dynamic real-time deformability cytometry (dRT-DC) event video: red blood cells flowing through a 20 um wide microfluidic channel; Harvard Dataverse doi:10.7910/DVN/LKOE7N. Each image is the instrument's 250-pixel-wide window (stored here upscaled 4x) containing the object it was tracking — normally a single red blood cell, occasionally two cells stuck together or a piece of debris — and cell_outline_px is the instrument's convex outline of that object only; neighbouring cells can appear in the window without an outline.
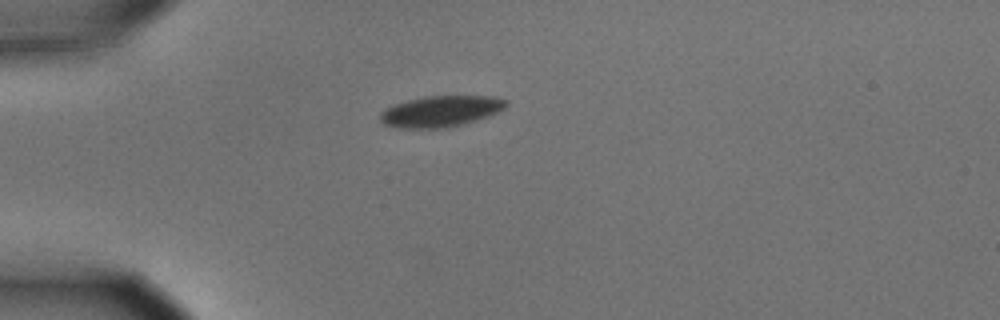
{"species": "common noctule bat (a hibernating species)", "species_latin": "Nyctalus noctula", "temperature_condition": "cold", "stored_images_in_passage": 4, "camera_frame_rate_fps": 3000, "um_per_image_px": 0.085, "animal": {"sex": "male", "body_mass_g": 15.6}, "frame": {"image": 1, "passage_image": 1, "time_ms": 0.0, "image_size_px": [1000, 320], "cell_outline_px": [[508, 104], [504, 108], [496, 112], [476, 120], [448, 128], [400, 128], [384, 124], [380, 120], [380, 112], [384, 108], [392, 104], [424, 96], [496, 96], [508, 100]], "centroid_in_image_um": [37.44, 9.45], "position_along_channel_um": 47.6, "area_um2": 22.89}}
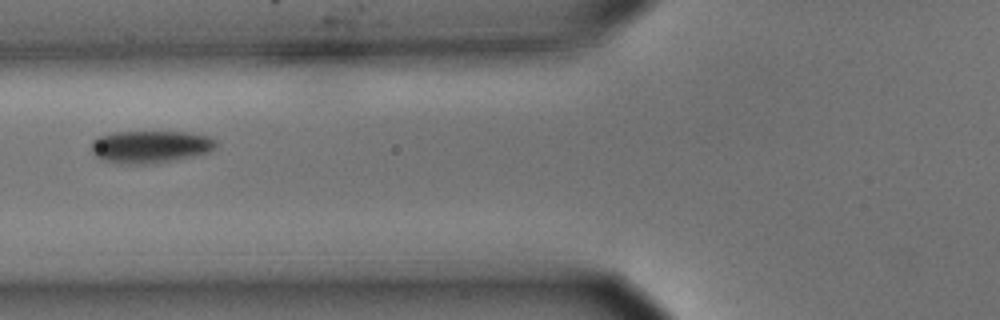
{"frame": {"image": 2, "passage_image": 3, "time_ms": 0.667, "image_size_px": [1000, 320], "cell_outline_px": [[220, 144], [208, 152], [176, 160], [156, 164], [120, 164], [100, 160], [92, 152], [92, 140], [100, 136], [112, 132], [192, 132], [208, 136], [216, 140]], "centroid_in_image_um": [12.79, 12.48], "position_along_channel_um": 113.0, "area_um2": 23.93}}
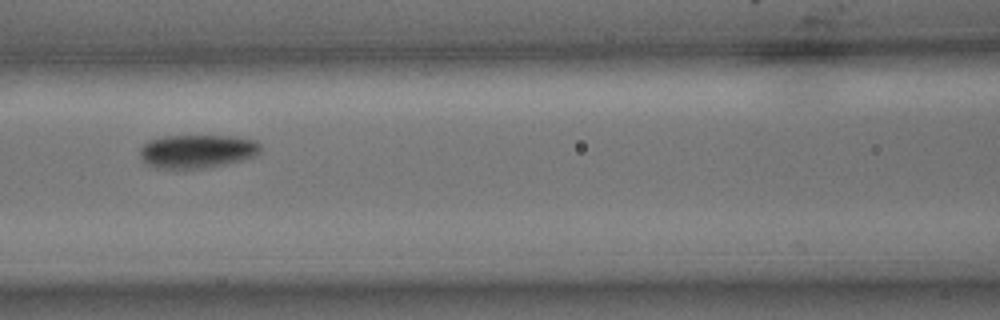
{"frame": {"image": 3, "passage_image": 4, "time_ms": 1.0, "image_size_px": [1000, 320], "cell_outline_px": [[260, 152], [252, 156], [240, 160], [224, 164], [204, 168], [156, 168], [148, 164], [140, 156], [140, 148], [148, 140], [164, 136], [236, 136], [256, 140], [260, 144]], "centroid_in_image_um": [16.75, 12.84], "position_along_channel_um": 149.9, "area_um2": 23.35}}